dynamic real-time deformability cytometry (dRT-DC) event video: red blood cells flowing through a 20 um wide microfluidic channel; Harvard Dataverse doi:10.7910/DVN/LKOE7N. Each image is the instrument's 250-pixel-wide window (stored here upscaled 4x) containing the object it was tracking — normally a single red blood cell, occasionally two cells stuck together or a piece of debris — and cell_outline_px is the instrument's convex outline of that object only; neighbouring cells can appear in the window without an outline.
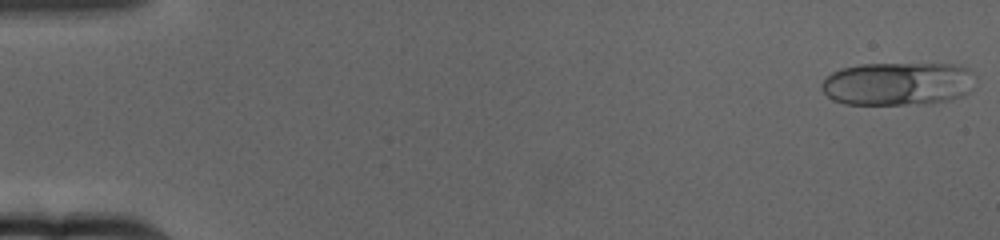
{"species": "human", "species_latin": "Homo sapiens", "temperature_condition": "cold", "stored_images_in_passage": 64, "camera_frame_rate_fps": 3000, "um_per_image_px": 0.085, "donor": {"sex": "female"}, "frame": {"image": 1, "passage_image": 1, "time_ms": 0.0, "image_size_px": [1000, 240], "cell_outline_px": [[976, 76], [968, 92], [964, 96], [952, 100], [928, 104], [844, 104], [832, 100], [820, 88], [820, 84], [824, 76], [840, 68], [860, 64], [956, 64], [968, 68]], "centroid_in_image_um": [76.3, 7.12], "position_along_channel_um": 8.7, "area_um2": 39.42}}
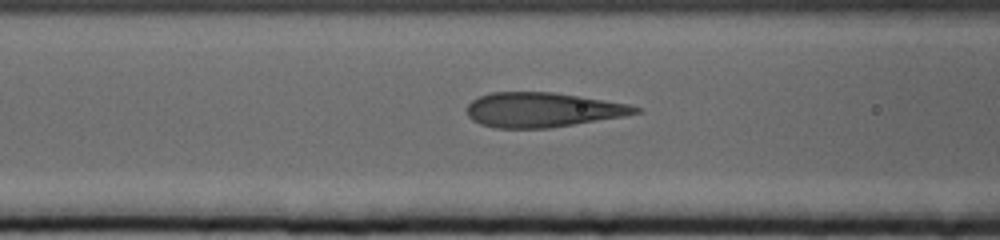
{"frame": {"image": 2, "passage_image": 26, "time_ms": 8.333, "image_size_px": [1000, 240], "cell_outline_px": [[644, 112], [624, 116], [548, 128], [496, 128], [480, 124], [472, 120], [468, 116], [468, 104], [472, 100], [480, 96], [492, 92], [552, 92], [580, 96], [628, 104], [644, 108]], "centroid_in_image_um": [46.15, 9.33], "position_along_channel_um": 120.5, "area_um2": 33.99}}
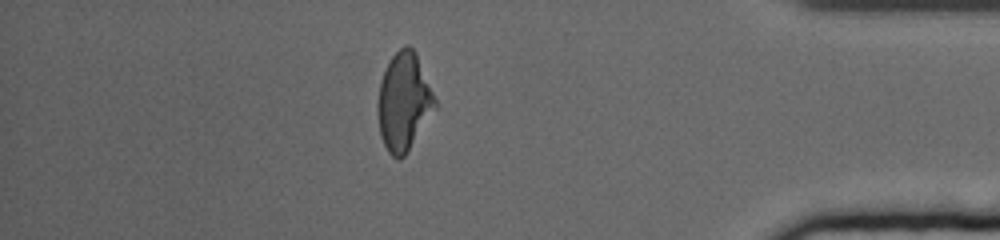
{"frame": {"image": 3, "passage_image": 56, "time_ms": 18.333, "image_size_px": [1000, 240], "cell_outline_px": [[440, 108], [404, 156], [400, 160], [396, 160], [388, 152], [380, 136], [376, 112], [376, 104], [380, 80], [388, 60], [404, 44], [408, 44], [416, 52], [440, 104]], "centroid_in_image_um": [34.37, 8.67], "position_along_channel_um": 400.8, "area_um2": 34.16}}